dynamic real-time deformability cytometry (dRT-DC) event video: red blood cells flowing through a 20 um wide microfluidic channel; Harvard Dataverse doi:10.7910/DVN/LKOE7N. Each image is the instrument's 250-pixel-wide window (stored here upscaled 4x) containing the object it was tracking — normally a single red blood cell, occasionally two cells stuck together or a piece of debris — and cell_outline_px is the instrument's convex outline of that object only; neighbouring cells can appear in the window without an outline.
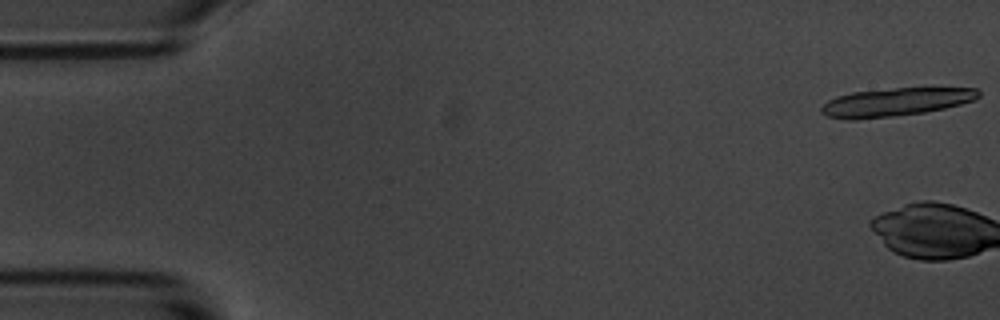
{"species": "common noctule bat (a hibernating species)", "species_latin": "Nyctalus noctula", "temperature_condition": "room temperature", "stored_images_in_passage": 8, "camera_frame_rate_fps": 3000, "um_per_image_px": 0.085, "animal": {"sex": "male", "body_mass_g": 20.1, "forearm_length_mm": 53.5}, "frame": {"image": 1, "passage_image": 1, "time_ms": 0.0, "image_size_px": [1000, 320], "cell_outline_px": [[980, 96], [976, 100], [944, 108], [924, 112], [892, 116], [856, 120], [852, 120], [828, 116], [820, 112], [820, 108], [828, 100], [836, 96], [852, 92], [896, 88], [980, 88]], "centroid_in_image_um": [76.14, 8.67], "position_along_channel_um": 8.9, "area_um2": 25.78}}